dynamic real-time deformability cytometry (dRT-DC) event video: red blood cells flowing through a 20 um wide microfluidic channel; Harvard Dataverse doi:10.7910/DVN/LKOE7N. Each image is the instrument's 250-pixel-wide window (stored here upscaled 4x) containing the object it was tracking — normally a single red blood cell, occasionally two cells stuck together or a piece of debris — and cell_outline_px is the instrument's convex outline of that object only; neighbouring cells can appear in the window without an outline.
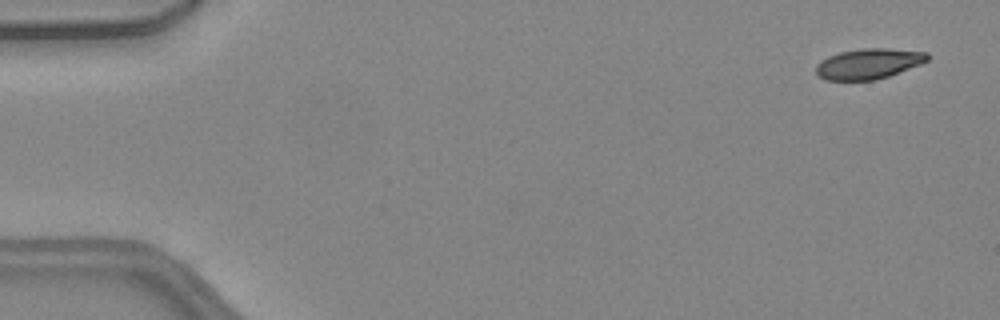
{"species": "common noctule bat (a hibernating species)", "species_latin": "Nyctalus noctula", "temperature_condition": "warm", "stored_images_in_passage": 52, "camera_frame_rate_fps": 3000, "um_per_image_px": 0.085, "animal": {"sex": "female", "body_mass_g": 24.6, "forearm_length_mm": 56.2}, "frame": {"image": 1, "passage_image": 3, "time_ms": 0.667, "image_size_px": [1000, 320], "cell_outline_px": [[928, 60], [920, 64], [888, 76], [876, 80], [824, 80], [816, 72], [816, 64], [820, 60], [828, 56], [840, 52], [864, 48], [888, 48], [928, 52]], "centroid_in_image_um": [73.81, 5.41], "position_along_channel_um": 11.2, "area_um2": 19.71}}
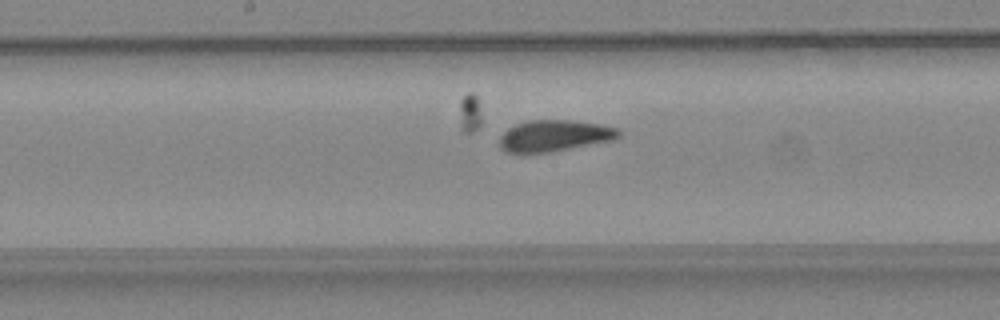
{"frame": {"image": 2, "passage_image": 27, "time_ms": 8.667, "image_size_px": [1000, 320], "cell_outline_px": [[620, 136], [612, 140], [548, 152], [508, 152], [500, 148], [500, 136], [508, 128], [516, 124], [528, 120], [568, 120], [600, 124], [616, 128], [620, 132]], "centroid_in_image_um": [47.1, 11.52], "position_along_channel_um": 201.1, "area_um2": 21.39}}
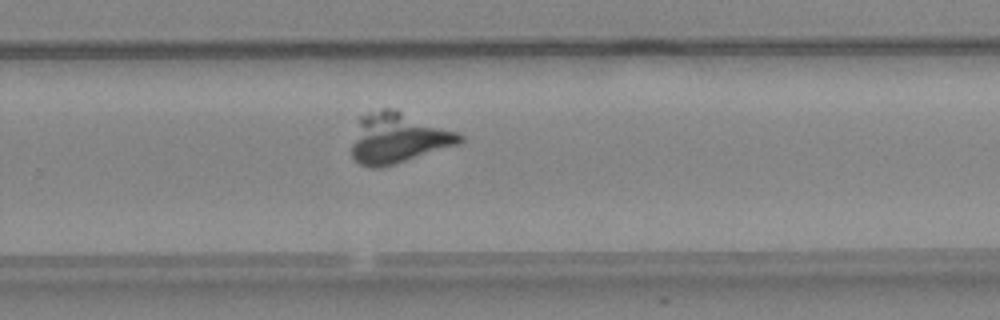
{"frame": {"image": 3, "passage_image": 34, "time_ms": 11.0, "image_size_px": [1000, 320], "cell_outline_px": [[464, 140], [460, 144], [396, 164], [380, 168], [368, 168], [360, 164], [352, 156], [352, 144], [360, 116], [368, 112], [384, 108], [396, 108], [460, 132], [464, 136]], "centroid_in_image_um": [33.88, 11.72], "position_along_channel_um": 295.9, "area_um2": 32.37}}